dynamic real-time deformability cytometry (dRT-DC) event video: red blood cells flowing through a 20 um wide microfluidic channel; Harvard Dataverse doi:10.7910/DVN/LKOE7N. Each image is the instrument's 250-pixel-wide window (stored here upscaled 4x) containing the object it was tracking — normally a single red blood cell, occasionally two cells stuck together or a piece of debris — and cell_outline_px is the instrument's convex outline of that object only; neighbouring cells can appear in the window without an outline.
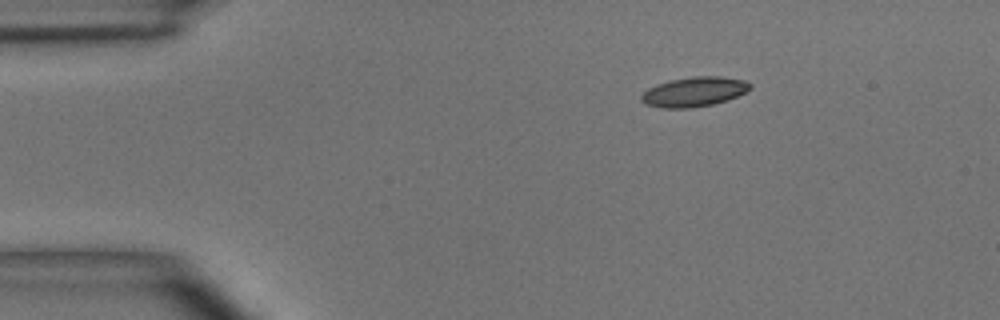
{"species": "common noctule bat (a hibernating species)", "species_latin": "Nyctalus noctula", "temperature_condition": "room temperature", "stored_images_in_passage": 3, "camera_frame_rate_fps": 3000, "um_per_image_px": 0.085, "animal": {"sex": "male", "body_mass_g": 15.6}, "frame": {"image": 1, "passage_image": 1, "time_ms": 0.0, "image_size_px": [1000, 320], "cell_outline_px": [[752, 88], [728, 100], [712, 104], [692, 108], [660, 108], [644, 104], [640, 100], [640, 96], [648, 88], [656, 84], [672, 80], [692, 76], [720, 76], [744, 80], [752, 84]], "centroid_in_image_um": [58.98, 7.81], "position_along_channel_um": 26.0, "area_um2": 18.9}}
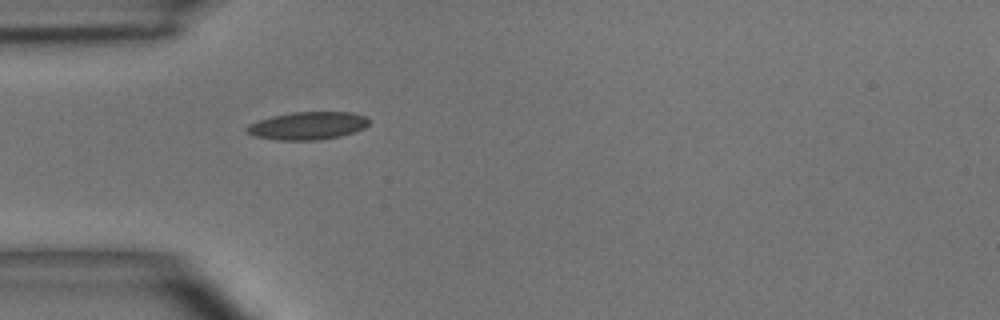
{"frame": {"image": 2, "passage_image": 3, "time_ms": 2.333, "image_size_px": [1000, 320], "cell_outline_px": [[368, 124], [364, 128], [356, 132], [340, 136], [316, 140], [280, 140], [256, 136], [248, 132], [244, 128], [248, 124], [272, 116], [292, 112], [352, 112], [368, 116]], "centroid_in_image_um": [26.19, 10.68], "position_along_channel_um": 58.8, "area_um2": 19.77}}